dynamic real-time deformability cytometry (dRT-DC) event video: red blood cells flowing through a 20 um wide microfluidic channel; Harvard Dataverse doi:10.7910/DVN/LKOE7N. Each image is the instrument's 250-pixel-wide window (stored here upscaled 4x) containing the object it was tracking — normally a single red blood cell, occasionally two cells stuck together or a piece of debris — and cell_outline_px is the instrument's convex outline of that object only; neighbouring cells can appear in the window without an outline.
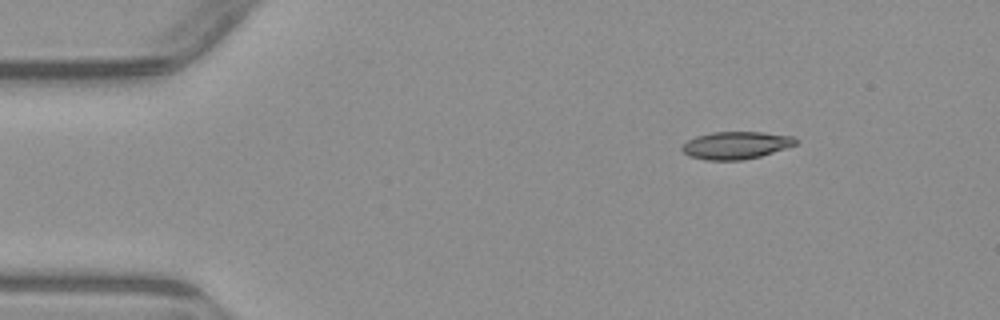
{"species": "common noctule bat (a hibernating species)", "species_latin": "Nyctalus noctula", "temperature_condition": "warm", "stored_images_in_passage": 4, "camera_frame_rate_fps": 3000, "um_per_image_px": 0.085, "animal": {"sex": "male", "body_mass_g": 23.1, "forearm_length_mm": 52.7}, "frame": {"image": 1, "passage_image": 1, "time_ms": 0.0, "image_size_px": [1000, 320], "cell_outline_px": [[796, 144], [760, 156], [740, 160], [704, 160], [692, 156], [684, 152], [680, 148], [688, 140], [696, 136], [712, 132], [764, 132], [792, 136], [796, 140]], "centroid_in_image_um": [62.53, 12.34], "position_along_channel_um": 22.5, "area_um2": 17.92}}
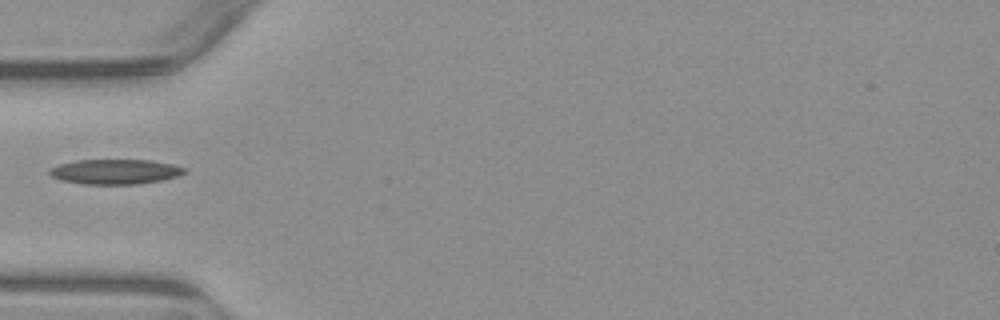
{"frame": {"image": 2, "passage_image": 4, "time_ms": 3.333, "image_size_px": [1000, 320], "cell_outline_px": [[188, 172], [176, 176], [160, 180], [140, 184], [80, 184], [60, 180], [52, 176], [48, 172], [52, 168], [60, 164], [76, 160], [152, 160], [172, 164], [184, 168]], "centroid_in_image_um": [9.78, 14.59], "position_along_channel_um": 75.2, "area_um2": 19.54}}